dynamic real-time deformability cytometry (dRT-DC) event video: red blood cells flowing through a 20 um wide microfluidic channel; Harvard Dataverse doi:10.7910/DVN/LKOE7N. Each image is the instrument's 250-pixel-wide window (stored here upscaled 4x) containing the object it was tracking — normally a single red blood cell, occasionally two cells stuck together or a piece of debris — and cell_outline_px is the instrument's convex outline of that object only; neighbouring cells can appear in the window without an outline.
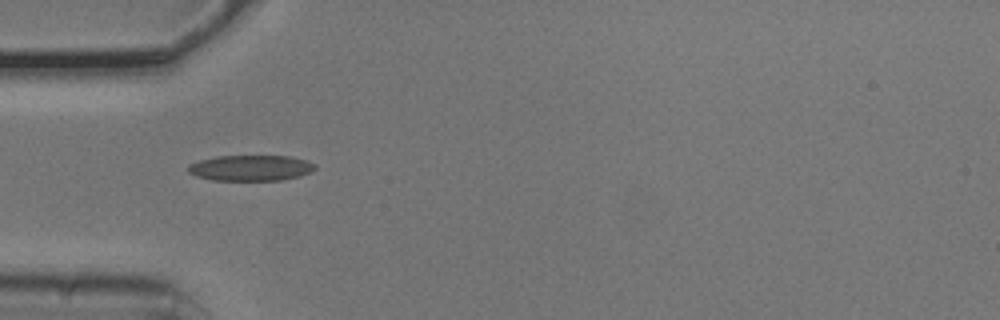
{"species": "common noctule bat (a hibernating species)", "species_latin": "Nyctalus noctula", "temperature_condition": "cold", "stored_images_in_passage": 2, "camera_frame_rate_fps": 3000, "um_per_image_px": 0.085, "animal": {"sex": "male", "body_mass_g": 20.5, "forearm_length_mm": 52.5}, "frame": {"image": 1, "passage_image": 2, "time_ms": 0.333, "image_size_px": [1000, 320], "cell_outline_px": [[316, 168], [312, 172], [300, 176], [280, 180], [212, 180], [196, 176], [188, 172], [188, 164], [200, 160], [216, 156], [292, 156], [308, 160], [316, 164]], "centroid_in_image_um": [21.34, 14.27], "position_along_channel_um": 63.7, "area_um2": 19.19}}